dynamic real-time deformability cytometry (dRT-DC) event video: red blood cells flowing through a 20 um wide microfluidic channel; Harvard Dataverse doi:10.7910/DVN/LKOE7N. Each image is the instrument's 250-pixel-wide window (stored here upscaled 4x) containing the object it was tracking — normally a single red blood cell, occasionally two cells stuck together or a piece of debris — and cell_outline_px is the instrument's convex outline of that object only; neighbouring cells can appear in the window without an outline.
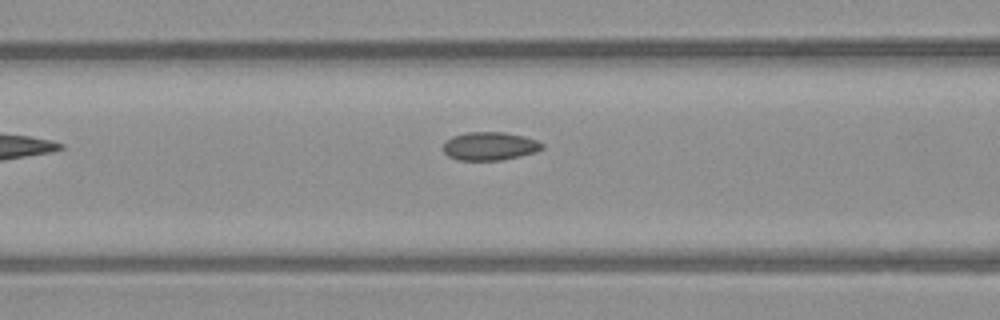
{"species": "common noctule bat (a hibernating species)", "species_latin": "Nyctalus noctula", "temperature_condition": "warm", "stored_images_in_passage": 6, "camera_frame_rate_fps": 3000, "um_per_image_px": 0.085, "animal": {"sex": "male", "body_mass_g": 23.1, "forearm_length_mm": 52.7}, "frame": {"image": 1, "passage_image": 6, "time_ms": 6.667, "image_size_px": [1000, 320], "cell_outline_px": [[544, 148], [536, 152], [520, 156], [500, 160], [456, 160], [448, 156], [444, 152], [444, 140], [452, 136], [468, 132], [504, 132], [524, 136], [536, 140], [544, 144]], "centroid_in_image_um": [41.62, 12.42], "position_along_channel_um": 125.0, "area_um2": 16.42}}